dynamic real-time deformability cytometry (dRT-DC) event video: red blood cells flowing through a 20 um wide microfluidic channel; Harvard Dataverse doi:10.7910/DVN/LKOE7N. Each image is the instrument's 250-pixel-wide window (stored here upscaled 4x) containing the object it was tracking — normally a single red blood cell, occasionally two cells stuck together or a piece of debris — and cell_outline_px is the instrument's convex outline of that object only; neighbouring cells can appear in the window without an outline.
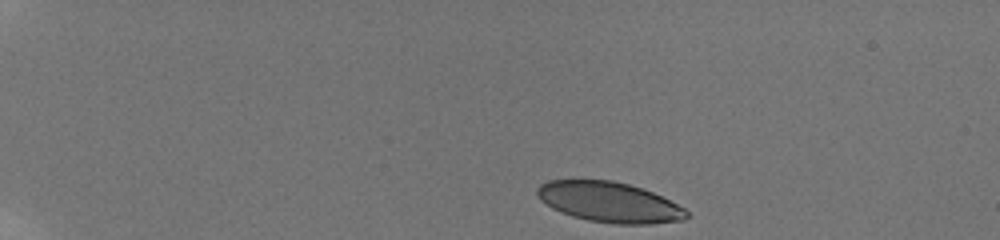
{"species": "human", "species_latin": "Homo sapiens", "temperature_condition": "room temperature", "stored_images_in_passage": 10, "camera_frame_rate_fps": 3000, "um_per_image_px": 0.085, "donor": {"sex": "male"}, "frame": {"image": 1, "passage_image": 1, "time_ms": 0.0, "image_size_px": [1000, 240], "cell_outline_px": [[692, 216], [684, 220], [652, 224], [616, 224], [588, 220], [572, 216], [552, 208], [540, 200], [536, 196], [536, 188], [540, 184], [548, 180], [612, 180], [628, 184], [652, 192], [684, 208]], "centroid_in_image_um": [51.78, 17.19], "position_along_channel_um": 33.2, "area_um2": 35.08}}
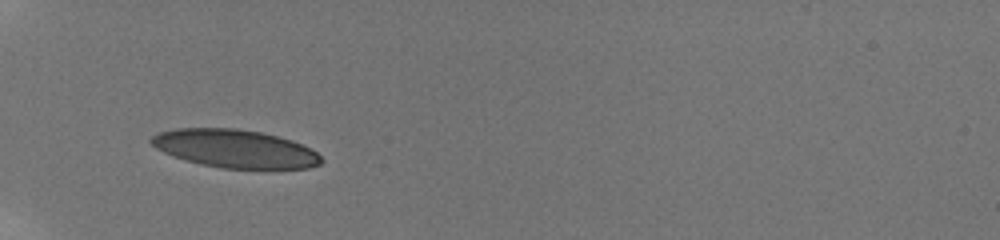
{"frame": {"image": 2, "passage_image": 5, "time_ms": 1.333, "image_size_px": [1000, 240], "cell_outline_px": [[324, 160], [320, 164], [308, 168], [220, 168], [184, 160], [172, 156], [156, 148], [148, 140], [152, 136], [160, 132], [176, 128], [236, 128], [260, 132], [292, 140], [316, 152]], "centroid_in_image_um": [19.94, 12.63], "position_along_channel_um": 65.1, "area_um2": 37.57}}